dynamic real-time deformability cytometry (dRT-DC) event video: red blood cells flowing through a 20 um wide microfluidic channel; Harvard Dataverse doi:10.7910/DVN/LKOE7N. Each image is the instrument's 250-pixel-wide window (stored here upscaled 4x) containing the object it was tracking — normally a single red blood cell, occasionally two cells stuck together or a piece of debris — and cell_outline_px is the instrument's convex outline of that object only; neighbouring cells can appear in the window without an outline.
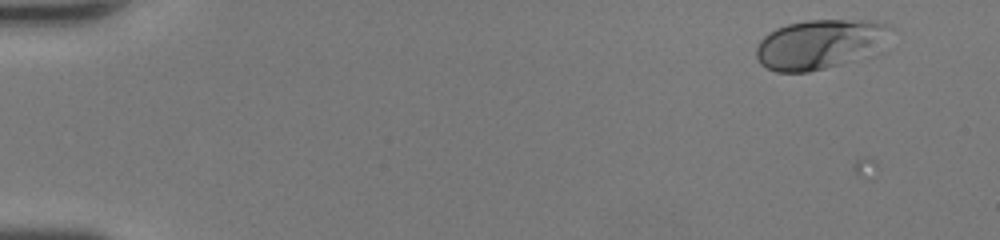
{"species": "human", "species_latin": "Homo sapiens", "temperature_condition": "room temperature", "stored_images_in_passage": 11, "camera_frame_rate_fps": 3000, "um_per_image_px": 0.085, "donor": {"sex": "female"}, "frame": {"image": 1, "passage_image": 4, "time_ms": 1.0, "image_size_px": [1000, 240], "cell_outline_px": [[892, 28], [840, 64], [808, 72], [776, 72], [760, 64], [756, 56], [756, 48], [760, 40], [764, 36], [776, 28], [788, 24], [808, 20], [864, 20], [888, 24]], "centroid_in_image_um": [69.36, 3.73], "position_along_channel_um": 15.6, "area_um2": 36.01}}